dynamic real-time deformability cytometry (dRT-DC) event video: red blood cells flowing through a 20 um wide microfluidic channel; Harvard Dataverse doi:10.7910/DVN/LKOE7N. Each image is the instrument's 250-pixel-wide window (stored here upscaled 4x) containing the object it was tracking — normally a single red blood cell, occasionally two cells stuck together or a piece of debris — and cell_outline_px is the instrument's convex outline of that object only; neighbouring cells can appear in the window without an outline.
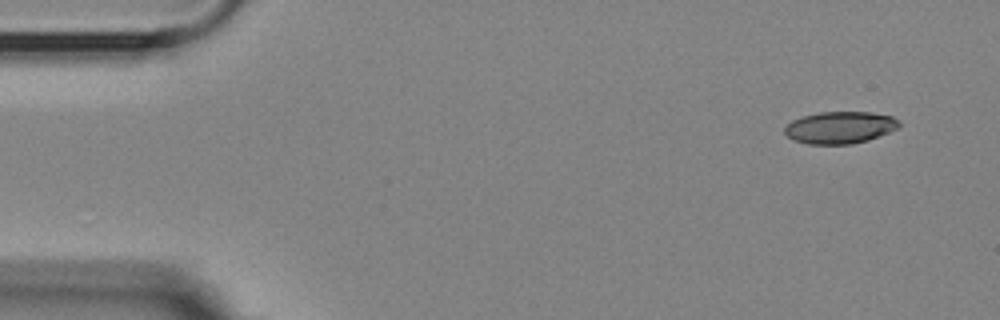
{"species": "Egyptian fruit bat (a non-hibernating species)", "species_latin": "Rousettus aegyptiacus", "temperature_condition": "room temperature", "stored_images_in_passage": 4, "camera_frame_rate_fps": 3000, "um_per_image_px": 0.085, "animal": {"sex": "female"}, "frame": {"image": 1, "passage_image": 1, "time_ms": 0.0, "image_size_px": [1000, 320], "cell_outline_px": [[900, 128], [868, 140], [852, 144], [808, 144], [792, 140], [784, 132], [784, 128], [792, 120], [804, 116], [820, 112], [872, 112], [892, 116], [900, 120]], "centroid_in_image_um": [71.43, 10.84], "position_along_channel_um": 13.6, "area_um2": 21.5}}
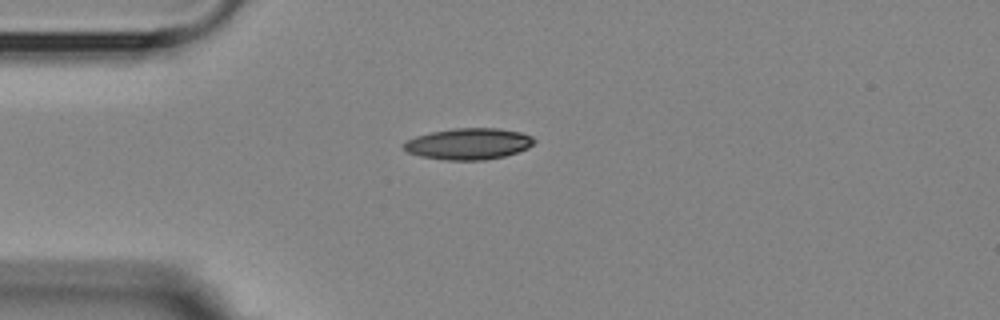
{"frame": {"image": 2, "passage_image": 4, "time_ms": 3.333, "image_size_px": [1000, 320], "cell_outline_px": [[536, 140], [528, 148], [504, 156], [484, 160], [444, 160], [420, 156], [408, 152], [404, 148], [404, 144], [408, 140], [416, 136], [432, 132], [452, 128], [496, 128], [520, 132], [532, 136]], "centroid_in_image_um": [39.84, 12.22], "position_along_channel_um": 45.2, "area_um2": 23.64}}